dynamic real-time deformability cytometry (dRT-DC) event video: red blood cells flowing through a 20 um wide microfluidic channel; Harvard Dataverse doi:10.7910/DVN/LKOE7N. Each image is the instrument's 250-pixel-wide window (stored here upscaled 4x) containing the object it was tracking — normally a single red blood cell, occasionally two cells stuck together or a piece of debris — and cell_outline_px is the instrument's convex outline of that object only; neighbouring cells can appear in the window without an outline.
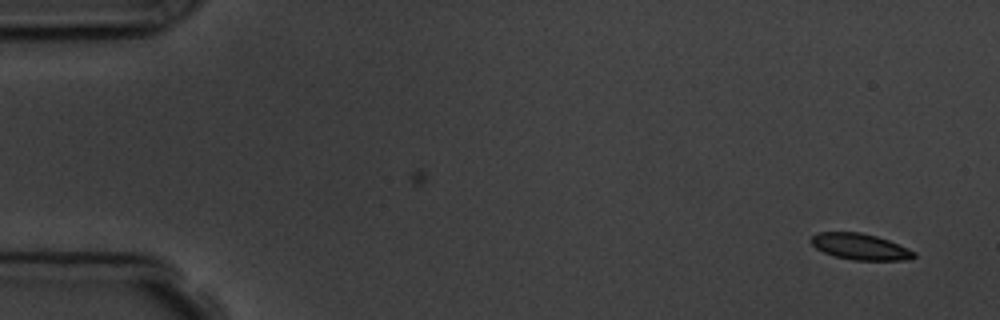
{"species": "common noctule bat (a hibernating species)", "species_latin": "Nyctalus noctula", "temperature_condition": "room temperature", "stored_images_in_passage": 5, "camera_frame_rate_fps": 3000, "um_per_image_px": 0.085, "animal": {"sex": "male", "body_mass_g": 19.5, "forearm_length_mm": 54.6}, "frame": {"image": 1, "passage_image": 5, "time_ms": 5.667, "image_size_px": [1000, 320], "cell_outline_px": [[916, 256], [912, 260], [852, 260], [832, 256], [816, 248], [808, 240], [816, 232], [860, 232], [876, 236], [888, 240], [916, 252]], "centroid_in_image_um": [73.09, 20.97], "position_along_channel_um": 11.9, "area_um2": 15.84}}